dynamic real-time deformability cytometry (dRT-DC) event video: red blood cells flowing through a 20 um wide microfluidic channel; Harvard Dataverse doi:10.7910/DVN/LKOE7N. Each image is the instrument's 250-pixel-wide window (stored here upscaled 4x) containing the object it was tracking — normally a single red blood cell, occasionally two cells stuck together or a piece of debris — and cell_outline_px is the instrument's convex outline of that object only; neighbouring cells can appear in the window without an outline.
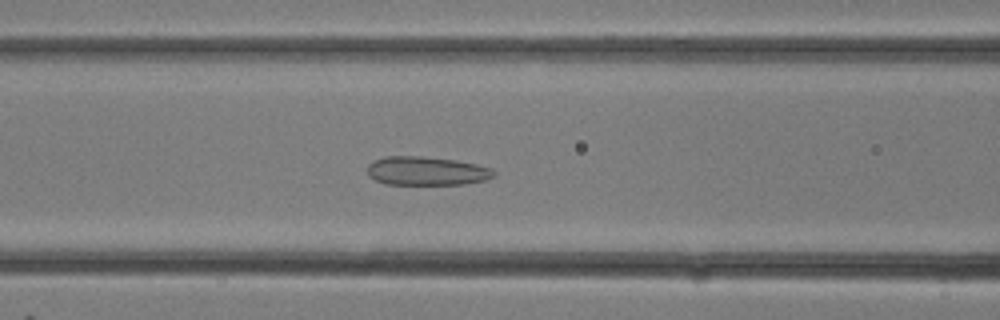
{"species": "common noctule bat (a hibernating species)", "species_latin": "Nyctalus noctula", "temperature_condition": "room temperature", "stored_images_in_passage": 15, "camera_frame_rate_fps": 3000, "um_per_image_px": 0.085, "animal": {"sex": "female"}, "frame": {"image": 1, "passage_image": 11, "time_ms": 3.333, "image_size_px": [1000, 320], "cell_outline_px": [[496, 176], [484, 180], [464, 184], [384, 184], [368, 176], [368, 164], [384, 156], [420, 156], [456, 160], [476, 164], [492, 168], [496, 172]], "centroid_in_image_um": [36.27, 14.53], "position_along_channel_um": 130.3, "area_um2": 21.21}}
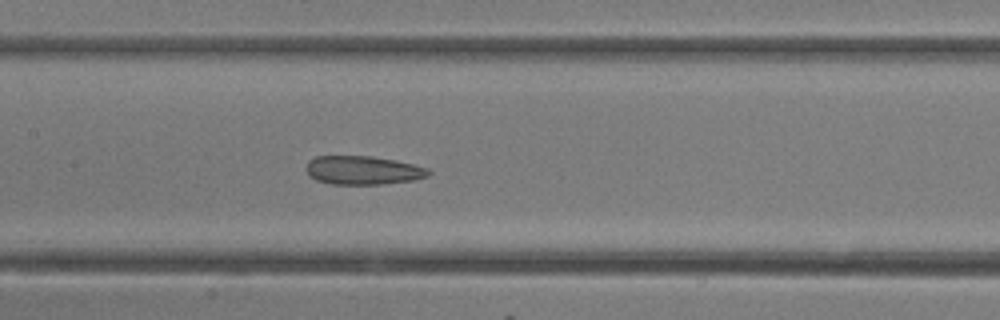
{"frame": {"image": 2, "passage_image": 13, "time_ms": 4.0, "image_size_px": [1000, 320], "cell_outline_px": [[432, 172], [428, 176], [416, 180], [380, 184], [332, 184], [316, 180], [308, 176], [304, 168], [308, 160], [316, 156], [372, 156], [396, 160], [428, 168]], "centroid_in_image_um": [30.83, 14.47], "position_along_channel_um": 176.6, "area_um2": 20.69}}
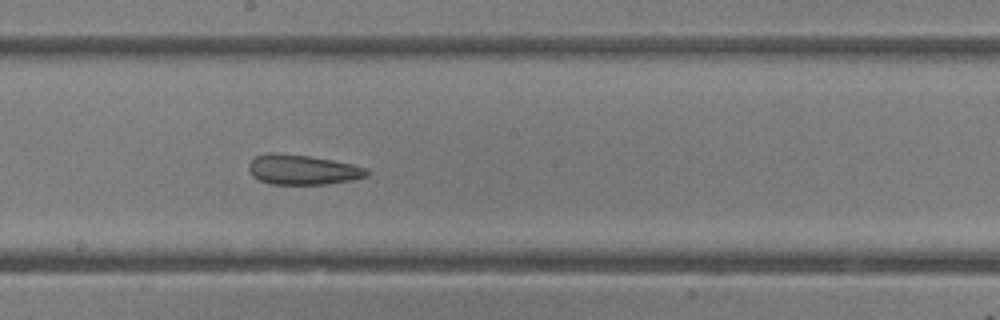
{"frame": {"image": 3, "passage_image": 15, "time_ms": 4.667, "image_size_px": [1000, 320], "cell_outline_px": [[368, 176], [352, 180], [324, 184], [272, 184], [260, 180], [252, 176], [248, 168], [248, 164], [256, 156], [268, 152], [276, 152], [308, 156], [332, 160], [352, 164], [368, 168]], "centroid_in_image_um": [25.71, 14.42], "position_along_channel_um": 222.5, "area_um2": 20.58}}